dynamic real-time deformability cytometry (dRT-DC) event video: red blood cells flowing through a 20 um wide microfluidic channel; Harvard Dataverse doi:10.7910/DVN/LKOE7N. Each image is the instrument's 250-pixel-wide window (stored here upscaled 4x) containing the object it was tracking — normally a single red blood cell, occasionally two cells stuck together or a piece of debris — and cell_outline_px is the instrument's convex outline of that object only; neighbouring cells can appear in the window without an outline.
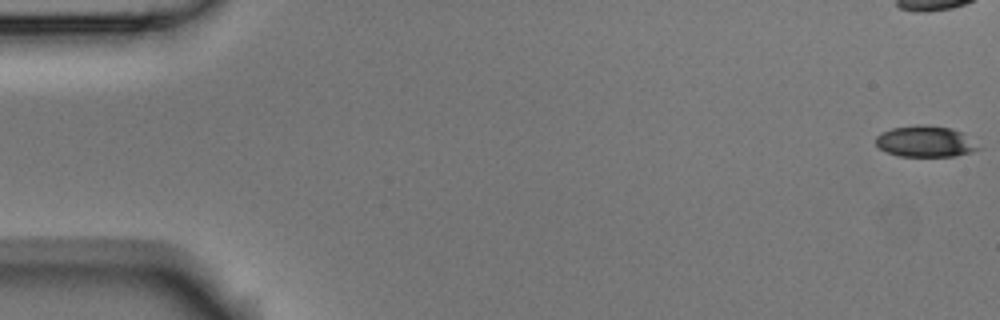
{"species": "Egyptian fruit bat (a non-hibernating species)", "species_latin": "Rousettus aegyptiacus", "temperature_condition": "room temperature", "stored_images_in_passage": 7, "camera_frame_rate_fps": 3000, "um_per_image_px": 0.085, "animal": {"sex": "male"}, "frame": {"image": 1, "passage_image": 1, "time_ms": 0.0, "image_size_px": [1000, 320], "cell_outline_px": [[980, 148], [972, 152], [952, 156], [900, 156], [888, 152], [880, 148], [876, 144], [876, 136], [880, 132], [892, 128], [916, 124], [928, 124], [952, 128], [964, 132]], "centroid_in_image_um": [78.65, 12.0], "position_along_channel_um": 6.3, "area_um2": 18.73}}
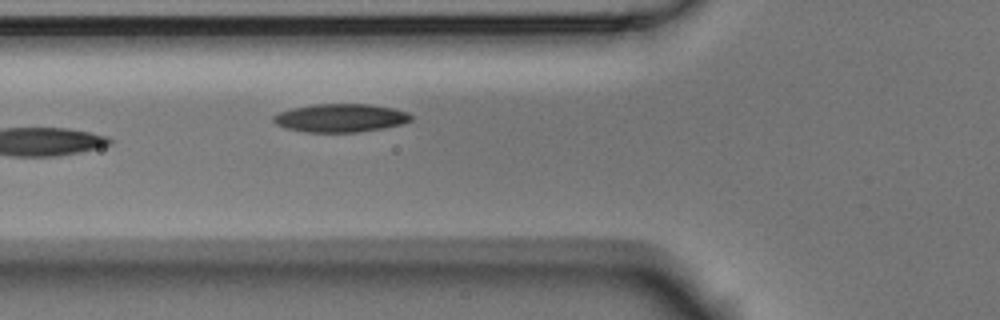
{"frame": {"image": 2, "passage_image": 7, "time_ms": 2.0, "image_size_px": [1000, 320], "cell_outline_px": [[412, 120], [400, 124], [384, 128], [360, 132], [304, 132], [284, 128], [276, 124], [272, 120], [272, 116], [280, 112], [292, 108], [316, 104], [368, 104], [392, 108], [408, 112], [412, 116]], "centroid_in_image_um": [28.92, 10.03], "position_along_channel_um": 96.9, "area_um2": 22.72}}